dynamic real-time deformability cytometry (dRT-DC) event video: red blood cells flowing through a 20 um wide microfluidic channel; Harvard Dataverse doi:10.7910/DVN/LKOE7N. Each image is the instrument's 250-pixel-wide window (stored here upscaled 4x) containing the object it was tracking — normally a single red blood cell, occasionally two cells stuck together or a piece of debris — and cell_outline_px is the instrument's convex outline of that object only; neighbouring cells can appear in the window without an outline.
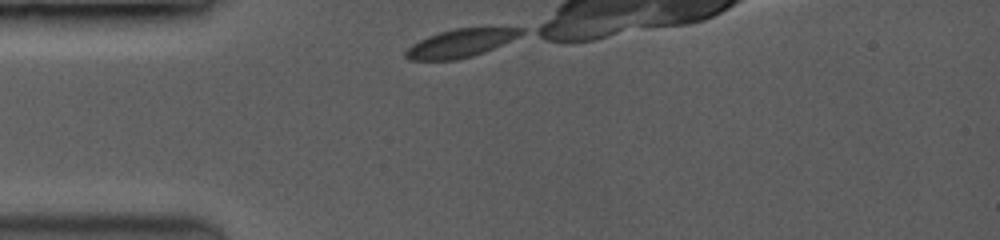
{"species": "common noctule bat (a hibernating species)", "species_latin": "Nyctalus noctula", "temperature_condition": "room temperature", "stored_images_in_passage": 13, "camera_frame_rate_fps": 3500, "um_per_image_px": 0.085, "animal": {"sex": "female", "body_mass_g": 19.0, "forearm_length_mm": 53.3}, "frame": {"image": 1, "passage_image": 1, "time_ms": 0.0, "image_size_px": [1000, 240], "cell_outline_px": [[524, 32], [484, 52], [472, 56], [456, 60], [408, 60], [404, 56], [404, 52], [412, 44], [428, 36], [440, 32], [456, 28], [492, 24], [524, 28]], "centroid_in_image_um": [39.18, 3.61], "position_along_channel_um": 45.8, "area_um2": 19.42}}
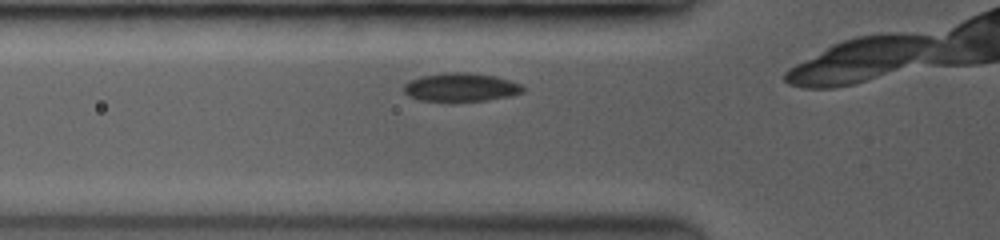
{"frame": {"image": 2, "passage_image": 4, "time_ms": 1.429, "image_size_px": [1000, 240], "cell_outline_px": [[524, 92], [508, 96], [484, 100], [420, 100], [404, 92], [404, 84], [420, 76], [444, 72], [468, 72], [496, 76], [520, 84], [524, 88]], "centroid_in_image_um": [39.18, 7.39], "position_along_channel_um": 86.6, "area_um2": 19.31}}